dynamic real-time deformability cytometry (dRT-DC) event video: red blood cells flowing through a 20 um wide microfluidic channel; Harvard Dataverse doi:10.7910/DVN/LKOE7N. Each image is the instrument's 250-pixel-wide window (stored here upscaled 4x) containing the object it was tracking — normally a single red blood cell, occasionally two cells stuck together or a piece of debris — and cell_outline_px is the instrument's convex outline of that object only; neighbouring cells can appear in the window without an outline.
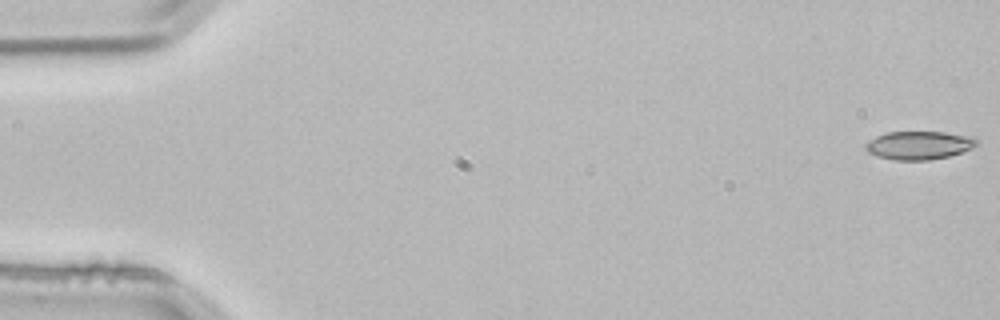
{"species": "common noctule bat (a hibernating species)", "species_latin": "Nyctalus noctula", "temperature_condition": "room temperature", "stored_images_in_passage": 4, "camera_frame_rate_fps": 3000, "um_per_image_px": 0.085, "animal": {"sex": "male", "body_mass_g": 21.5, "forearm_length_mm": 52.0}, "frame": {"image": 1, "passage_image": 1, "time_ms": 0.0, "image_size_px": [1000, 320], "cell_outline_px": [[976, 144], [972, 148], [948, 156], [928, 160], [896, 160], [876, 156], [868, 152], [864, 148], [864, 144], [868, 140], [876, 136], [888, 132], [944, 132], [968, 136], [976, 140]], "centroid_in_image_um": [78.03, 12.35], "position_along_channel_um": 7.0, "area_um2": 18.15}}
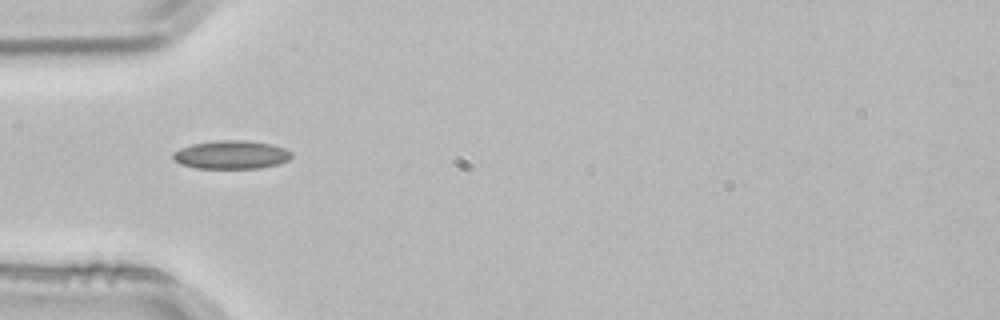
{"frame": {"image": 2, "passage_image": 4, "time_ms": 1.0, "image_size_px": [1000, 320], "cell_outline_px": [[292, 156], [288, 160], [280, 164], [260, 168], [196, 168], [180, 164], [172, 160], [172, 152], [180, 148], [192, 144], [216, 140], [244, 140], [272, 144], [284, 148], [292, 152]], "centroid_in_image_um": [19.64, 13.15], "position_along_channel_um": 65.4, "area_um2": 19.83}}